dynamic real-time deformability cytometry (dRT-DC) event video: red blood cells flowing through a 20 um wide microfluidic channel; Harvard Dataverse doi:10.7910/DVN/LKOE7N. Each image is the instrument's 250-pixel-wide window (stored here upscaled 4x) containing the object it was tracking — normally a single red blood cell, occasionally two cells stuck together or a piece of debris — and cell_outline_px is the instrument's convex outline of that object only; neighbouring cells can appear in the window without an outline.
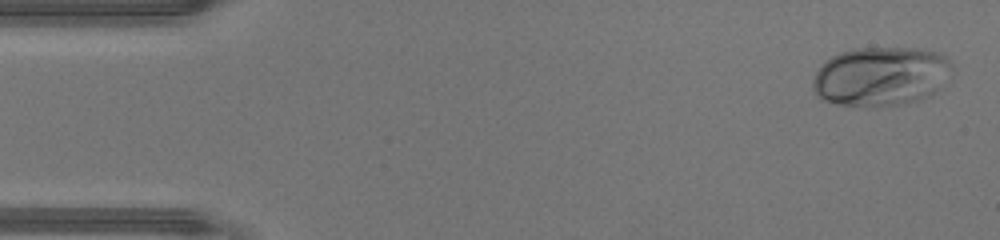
{"species": "human", "species_latin": "Homo sapiens", "temperature_condition": "warm", "stored_images_in_passage": 45, "camera_frame_rate_fps": 3000, "um_per_image_px": 0.085, "donor": {"sex": "male"}, "frame": {"image": 1, "passage_image": 2, "time_ms": 0.333, "image_size_px": [1000, 240], "cell_outline_px": [[952, 68], [940, 88], [932, 96], [920, 100], [896, 104], [840, 104], [820, 100], [816, 96], [812, 88], [812, 80], [820, 64], [824, 60], [840, 52], [852, 48], [916, 48], [944, 52], [952, 64]], "centroid_in_image_um": [74.87, 6.44], "position_along_channel_um": 10.1, "area_um2": 48.15}}
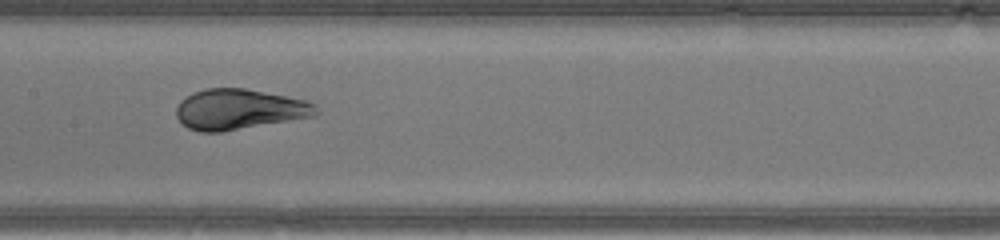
{"frame": {"image": 2, "passage_image": 22, "time_ms": 7.0, "image_size_px": [1000, 240], "cell_outline_px": [[320, 112], [316, 116], [220, 132], [200, 132], [188, 128], [176, 116], [176, 108], [180, 100], [192, 92], [204, 88], [244, 88], [304, 100], [316, 104]], "centroid_in_image_um": [20.32, 9.29], "position_along_channel_um": 187.1, "area_um2": 32.95}}
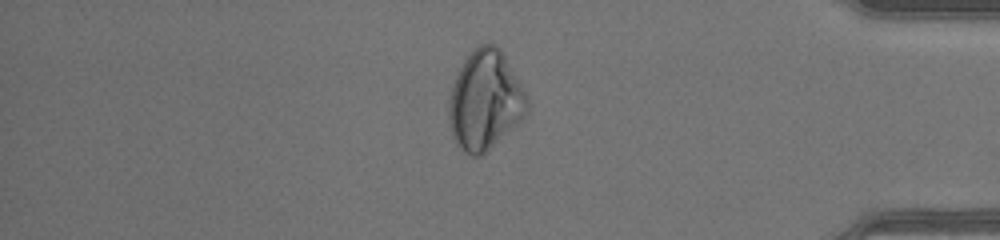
{"frame": {"image": 3, "passage_image": 38, "time_ms": 12.333, "image_size_px": [1000, 240], "cell_outline_px": [[528, 112], [520, 120], [480, 156], [472, 156], [464, 152], [456, 144], [452, 136], [448, 120], [448, 100], [452, 84], [464, 56], [472, 48], [480, 44], [496, 44], [500, 48], [528, 92]], "centroid_in_image_um": [41.22, 8.47], "position_along_channel_um": 394.0, "area_um2": 45.84}, "authors_computed_cell_mechanics": {"area_um2": 40.6912, "velocity_mm_per_s": 4.5119, "shape_relaxation_time_tau1_ms": 3.504, "shape_relaxation_time_tau2_ms": null, "deformation_change_tau1": 0.1702, "deformation_change_tau2": null}}